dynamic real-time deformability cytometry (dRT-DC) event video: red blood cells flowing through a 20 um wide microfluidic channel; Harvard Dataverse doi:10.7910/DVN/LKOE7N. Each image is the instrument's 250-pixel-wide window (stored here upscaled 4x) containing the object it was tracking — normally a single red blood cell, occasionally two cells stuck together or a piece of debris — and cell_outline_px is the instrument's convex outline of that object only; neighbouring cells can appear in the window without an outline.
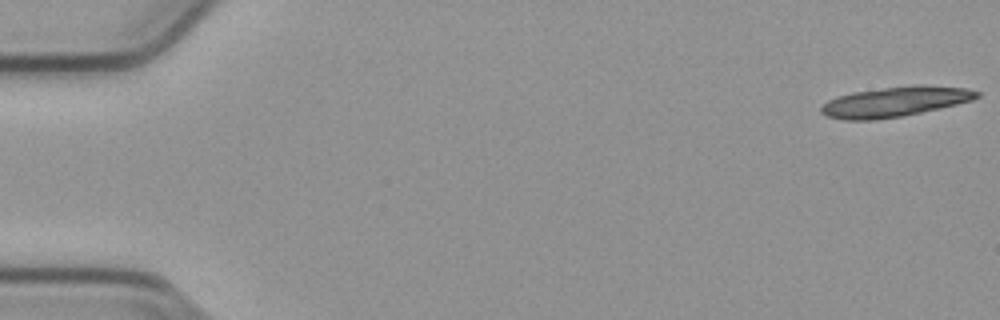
{"species": "common noctule bat (a hibernating species)", "species_latin": "Nyctalus noctula", "temperature_condition": "cold", "stored_images_in_passage": 19, "camera_frame_rate_fps": 3000, "um_per_image_px": 0.085, "animal": {"sex": "male", "body_mass_g": 23.1, "forearm_length_mm": 52.7}, "frame": {"image": 1, "passage_image": 1, "time_ms": 0.0, "image_size_px": [1000, 320], "cell_outline_px": [[980, 96], [972, 100], [940, 108], [900, 116], [876, 120], [844, 120], [828, 116], [820, 112], [820, 108], [828, 100], [836, 96], [852, 92], [916, 84], [920, 84], [968, 88], [980, 92]], "centroid_in_image_um": [76.08, 8.64], "position_along_channel_um": 8.9, "area_um2": 27.22}}